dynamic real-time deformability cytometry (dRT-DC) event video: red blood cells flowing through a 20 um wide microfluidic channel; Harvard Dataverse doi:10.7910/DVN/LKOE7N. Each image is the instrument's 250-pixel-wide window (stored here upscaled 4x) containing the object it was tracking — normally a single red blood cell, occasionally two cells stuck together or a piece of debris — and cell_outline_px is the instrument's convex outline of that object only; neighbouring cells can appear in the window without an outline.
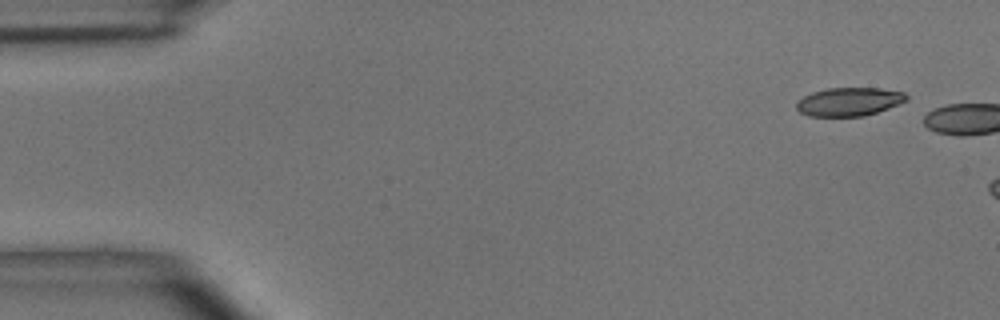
{"species": "common noctule bat (a hibernating species)", "species_latin": "Nyctalus noctula", "temperature_condition": "room temperature", "stored_images_in_passage": 5, "segment_of_instrument_passage": [2, 2], "camera_frame_rate_fps": 3000, "um_per_image_px": 0.085, "animal": {"sex": "male", "body_mass_g": 15.6}, "frame": {"image": 1, "passage_image": 5, "time_ms": 1.333, "image_size_px": [1000, 320], "cell_outline_px": [[908, 100], [900, 104], [864, 116], [808, 116], [800, 112], [796, 108], [796, 104], [804, 96], [812, 92], [828, 88], [880, 88], [904, 92], [908, 96]], "centroid_in_image_um": [72.2, 8.64], "position_along_channel_um": 12.8, "area_um2": 18.21}}